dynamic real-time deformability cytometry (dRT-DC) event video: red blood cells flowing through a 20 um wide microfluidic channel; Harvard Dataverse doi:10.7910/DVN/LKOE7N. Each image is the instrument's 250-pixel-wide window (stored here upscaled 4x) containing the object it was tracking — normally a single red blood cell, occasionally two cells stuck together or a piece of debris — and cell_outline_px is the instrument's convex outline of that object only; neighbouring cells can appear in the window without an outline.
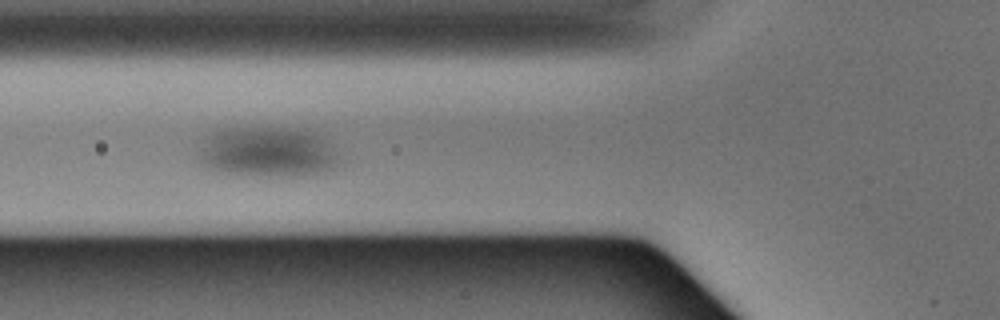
{"species": "Egyptian fruit bat (a non-hibernating species)", "species_latin": "Rousettus aegyptiacus", "temperature_condition": "warm", "stored_images_in_passage": 9, "camera_frame_rate_fps": 3000, "um_per_image_px": 0.085, "animal": {"sex": "male"}, "frame": {"image": 1, "passage_image": 7, "time_ms": 2.0, "image_size_px": [1000, 320], "cell_outline_px": [[348, 160], [324, 172], [300, 176], [296, 176], [220, 172], [204, 164], [200, 160], [196, 152], [196, 148], [204, 136], [212, 132], [228, 128], [288, 128], [316, 132], [328, 140]], "centroid_in_image_um": [22.83, 12.9], "position_along_channel_um": 103.0, "area_um2": 41.96}}
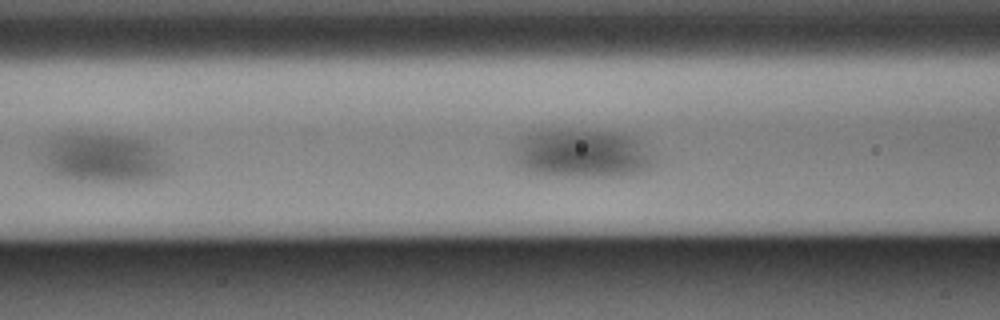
{"frame": {"image": 2, "passage_image": 8, "time_ms": 2.333, "image_size_px": [1000, 320], "cell_outline_px": [[172, 172], [148, 180], [92, 180], [56, 176], [48, 172], [44, 164], [48, 144], [52, 140], [64, 132], [88, 132], [120, 136], [144, 140], [152, 144], [168, 160], [172, 168]], "centroid_in_image_um": [8.87, 13.41], "position_along_channel_um": 157.7, "area_um2": 35.89}}